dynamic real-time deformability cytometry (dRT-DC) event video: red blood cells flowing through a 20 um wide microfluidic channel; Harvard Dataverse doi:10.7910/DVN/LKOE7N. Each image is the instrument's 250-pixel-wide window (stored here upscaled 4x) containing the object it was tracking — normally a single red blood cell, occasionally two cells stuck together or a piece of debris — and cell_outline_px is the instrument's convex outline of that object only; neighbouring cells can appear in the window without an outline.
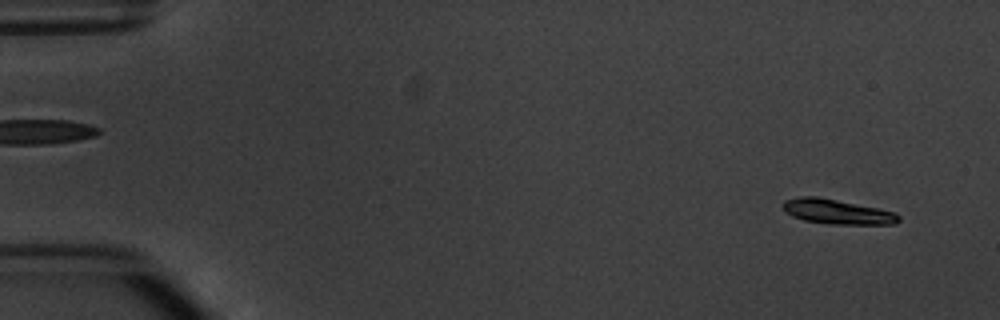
{"species": "common noctule bat (a hibernating species)", "species_latin": "Nyctalus noctula", "temperature_condition": "warm", "stored_images_in_passage": 4, "segment_of_instrument_passage": [2, 2], "camera_frame_rate_fps": 3000, "um_per_image_px": 0.085, "animal": {"sex": "male", "body_mass_g": 20.1, "forearm_length_mm": 53.5}, "frame": {"image": 1, "passage_image": 4, "time_ms": 4.333, "image_size_px": [1000, 320], "cell_outline_px": [[900, 220], [896, 224], [828, 224], [804, 220], [792, 216], [784, 212], [780, 204], [784, 200], [800, 196], [816, 196], [896, 212], [900, 216]], "centroid_in_image_um": [71.1, 18.0], "position_along_channel_um": 13.9, "area_um2": 16.76}}